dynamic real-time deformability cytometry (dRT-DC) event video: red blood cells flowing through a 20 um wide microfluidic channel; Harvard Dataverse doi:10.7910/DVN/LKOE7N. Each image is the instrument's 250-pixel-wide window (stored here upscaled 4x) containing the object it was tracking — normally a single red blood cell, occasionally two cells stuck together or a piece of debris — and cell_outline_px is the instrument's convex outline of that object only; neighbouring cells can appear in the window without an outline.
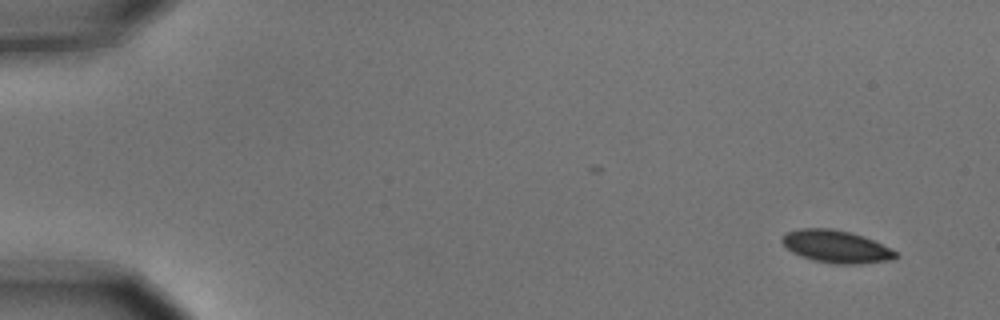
{"species": "common noctule bat (a hibernating species)", "species_latin": "Nyctalus noctula", "temperature_condition": "cold", "stored_images_in_passage": 5, "segment_of_instrument_passage": [1, 2], "camera_frame_rate_fps": 3000, "um_per_image_px": 0.085, "animal": {"sex": "male", "body_mass_g": 15.6}, "frame": {"image": 1, "passage_image": 1, "time_ms": 0.0, "image_size_px": [1000, 320], "cell_outline_px": [[900, 256], [892, 260], [860, 264], [832, 264], [812, 260], [800, 256], [792, 252], [780, 240], [784, 232], [796, 228], [832, 228], [864, 236], [896, 252]], "centroid_in_image_um": [71.03, 20.96], "position_along_channel_um": 14.0, "area_um2": 21.68}}